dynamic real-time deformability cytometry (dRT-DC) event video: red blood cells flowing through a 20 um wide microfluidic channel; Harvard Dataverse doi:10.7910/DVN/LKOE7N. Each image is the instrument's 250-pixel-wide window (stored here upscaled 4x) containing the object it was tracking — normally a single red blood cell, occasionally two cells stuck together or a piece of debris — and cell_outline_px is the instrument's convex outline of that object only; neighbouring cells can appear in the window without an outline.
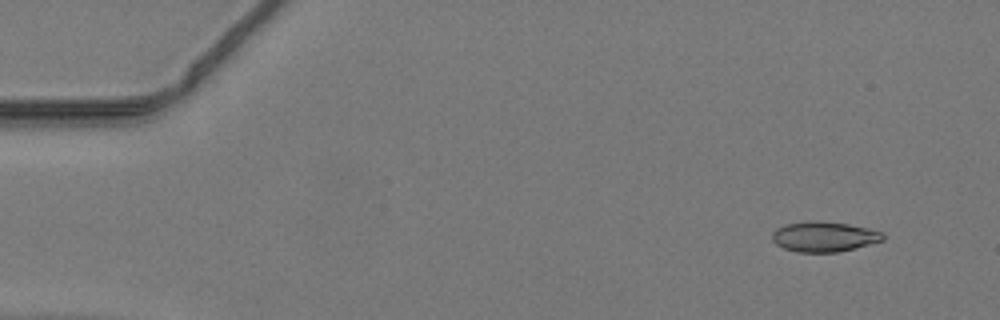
{"species": "common noctule bat (a hibernating species)", "species_latin": "Nyctalus noctula", "temperature_condition": "warm", "stored_images_in_passage": 48, "camera_frame_rate_fps": 3000, "um_per_image_px": 0.085, "animal": {"sex": "male", "body_mass_g": 19.2, "forearm_length_mm": 51.8}, "frame": {"image": 1, "passage_image": 4, "time_ms": 1.0, "image_size_px": [1000, 320], "cell_outline_px": [[884, 240], [856, 248], [836, 252], [796, 252], [784, 248], [776, 244], [772, 240], [772, 232], [776, 228], [788, 224], [808, 220], [820, 220], [848, 224], [868, 228], [884, 232]], "centroid_in_image_um": [70.05, 20.11], "position_along_channel_um": 15.0, "area_um2": 19.65}}
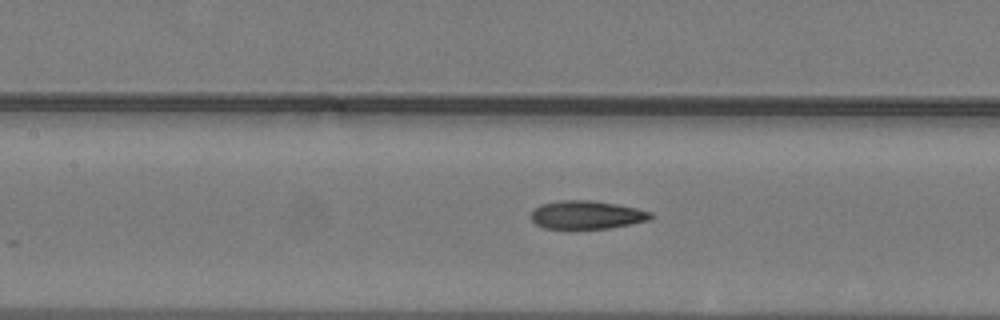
{"frame": {"image": 2, "passage_image": 22, "time_ms": 7.0, "image_size_px": [1000, 320], "cell_outline_px": [[656, 216], [652, 220], [632, 224], [608, 228], [544, 228], [536, 224], [532, 220], [532, 212], [540, 204], [560, 200], [588, 200], [616, 204], [636, 208], [652, 212]], "centroid_in_image_um": [49.93, 18.26], "position_along_channel_um": 157.5, "area_um2": 19.71}}
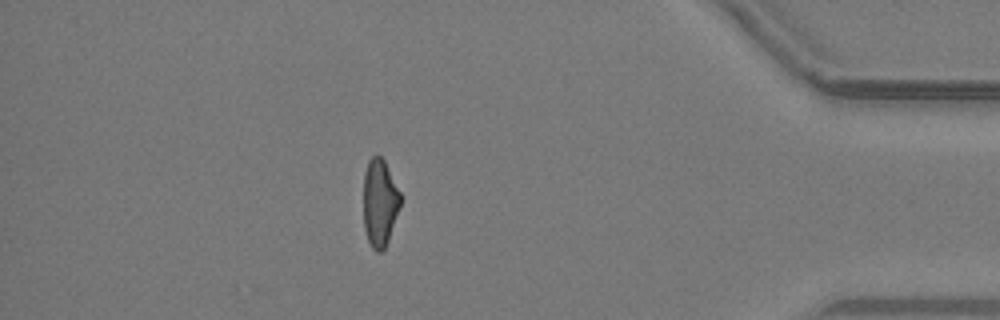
{"frame": {"image": 3, "passage_image": 42, "time_ms": 13.667, "image_size_px": [1000, 320], "cell_outline_px": [[400, 204], [388, 240], [384, 248], [380, 252], [376, 252], [372, 248], [368, 240], [364, 228], [364, 172], [368, 160], [372, 156], [380, 156], [384, 160], [400, 192]], "centroid_in_image_um": [32.26, 17.22], "position_along_channel_um": 402.9, "area_um2": 18.55}}